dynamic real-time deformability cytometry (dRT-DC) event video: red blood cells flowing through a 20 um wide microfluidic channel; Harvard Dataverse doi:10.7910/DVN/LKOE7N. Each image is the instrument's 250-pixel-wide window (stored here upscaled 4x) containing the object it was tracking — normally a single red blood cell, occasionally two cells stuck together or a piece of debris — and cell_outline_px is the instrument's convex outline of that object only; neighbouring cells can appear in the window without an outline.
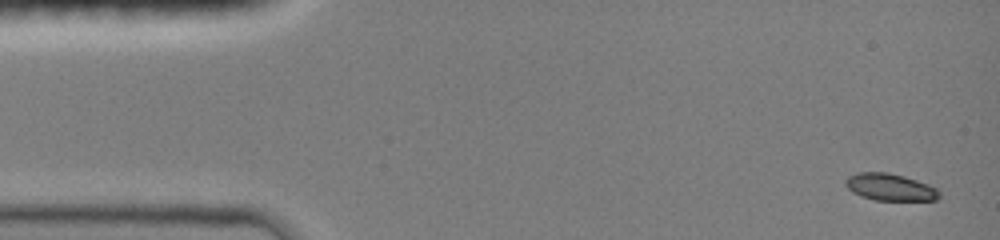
{"species": "common noctule bat (a hibernating species)", "species_latin": "Nyctalus noctula", "temperature_condition": "room temperature", "stored_images_in_passage": 16, "camera_frame_rate_fps": 3000, "um_per_image_px": 0.085, "animal": {"sex": "female", "body_mass_g": 19.0, "forearm_length_mm": 51.5}, "frame": {"image": 1, "passage_image": 1, "time_ms": 0.0, "image_size_px": [1000, 240], "cell_outline_px": [[940, 196], [936, 200], [876, 200], [860, 196], [852, 192], [844, 184], [844, 180], [848, 176], [856, 172], [888, 172], [904, 176], [928, 184], [936, 188], [940, 192]], "centroid_in_image_um": [75.62, 15.9], "position_along_channel_um": 9.4, "area_um2": 14.85}}
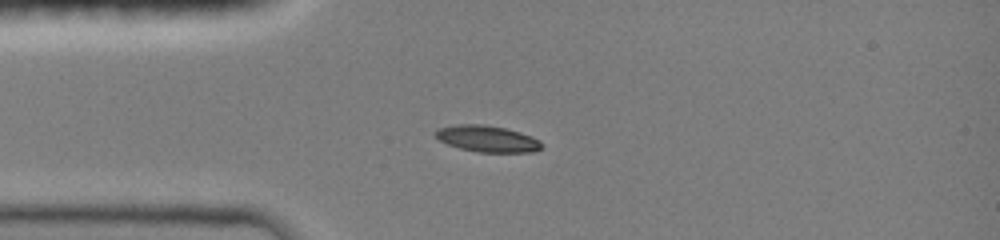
{"frame": {"image": 2, "passage_image": 10, "time_ms": 3.0, "image_size_px": [1000, 240], "cell_outline_px": [[544, 144], [536, 152], [476, 152], [460, 148], [448, 144], [440, 140], [432, 132], [440, 128], [456, 124], [484, 124], [504, 128], [520, 132], [532, 136], [540, 140]], "centroid_in_image_um": [41.44, 11.79], "position_along_channel_um": 43.6, "area_um2": 16.42}}
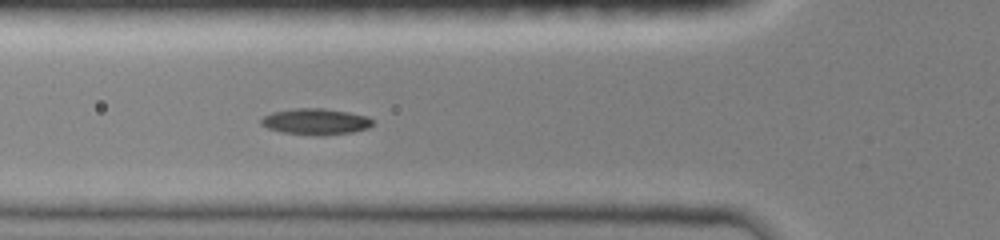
{"frame": {"image": 3, "passage_image": 14, "time_ms": 4.333, "image_size_px": [1000, 240], "cell_outline_px": [[372, 124], [368, 128], [352, 132], [320, 136], [280, 132], [268, 128], [260, 124], [260, 120], [264, 116], [272, 112], [296, 108], [324, 108], [348, 112], [368, 116], [372, 120]], "centroid_in_image_um": [26.81, 10.34], "position_along_channel_um": 99.0, "area_um2": 17.05}}